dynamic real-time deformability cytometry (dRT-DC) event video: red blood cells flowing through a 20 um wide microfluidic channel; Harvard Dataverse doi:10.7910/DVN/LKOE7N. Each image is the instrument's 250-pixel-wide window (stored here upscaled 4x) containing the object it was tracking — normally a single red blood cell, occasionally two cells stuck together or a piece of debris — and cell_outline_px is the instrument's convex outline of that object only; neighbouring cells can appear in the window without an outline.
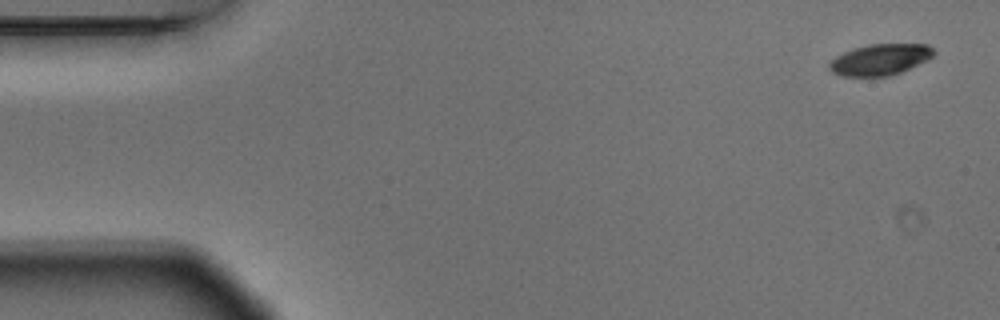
{"species": "Egyptian fruit bat (a non-hibernating species)", "species_latin": "Rousettus aegyptiacus", "temperature_condition": "warm", "stored_images_in_passage": 5, "camera_frame_rate_fps": 3000, "um_per_image_px": 0.085, "animal": {"sex": "male"}, "frame": {"image": 1, "passage_image": 1, "time_ms": 0.0, "image_size_px": [1000, 320], "cell_outline_px": [[936, 52], [928, 60], [900, 72], [888, 76], [840, 76], [832, 72], [828, 68], [828, 64], [836, 56], [852, 48], [868, 44], [928, 44]], "centroid_in_image_um": [74.79, 5.06], "position_along_channel_um": 10.2, "area_um2": 19.02}}